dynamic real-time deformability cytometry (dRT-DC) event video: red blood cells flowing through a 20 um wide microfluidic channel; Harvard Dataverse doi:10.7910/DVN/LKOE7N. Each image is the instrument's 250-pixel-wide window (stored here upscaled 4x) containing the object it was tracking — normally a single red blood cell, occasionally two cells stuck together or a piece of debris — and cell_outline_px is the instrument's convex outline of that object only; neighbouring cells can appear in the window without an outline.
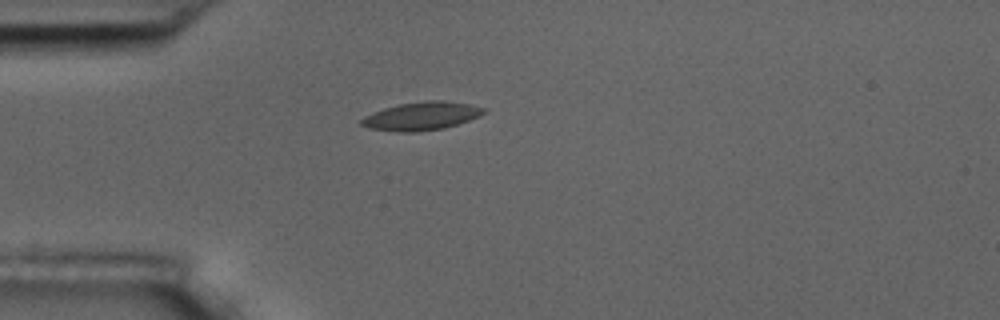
{"species": "common noctule bat (a hibernating species)", "species_latin": "Nyctalus noctula", "temperature_condition": "room temperature", "stored_images_in_passage": 2, "camera_frame_rate_fps": 3000, "um_per_image_px": 0.085, "animal": {"sex": "male", "body_mass_g": 17.5, "forearm_length_mm": 52.3}, "frame": {"image": 1, "passage_image": 1, "time_ms": 0.0, "image_size_px": [1000, 320], "cell_outline_px": [[484, 112], [480, 116], [444, 128], [416, 132], [400, 132], [368, 128], [360, 124], [360, 120], [364, 116], [372, 112], [396, 104], [424, 100], [444, 100], [468, 104], [484, 108]], "centroid_in_image_um": [35.77, 9.86], "position_along_channel_um": 49.2, "area_um2": 20.17}}